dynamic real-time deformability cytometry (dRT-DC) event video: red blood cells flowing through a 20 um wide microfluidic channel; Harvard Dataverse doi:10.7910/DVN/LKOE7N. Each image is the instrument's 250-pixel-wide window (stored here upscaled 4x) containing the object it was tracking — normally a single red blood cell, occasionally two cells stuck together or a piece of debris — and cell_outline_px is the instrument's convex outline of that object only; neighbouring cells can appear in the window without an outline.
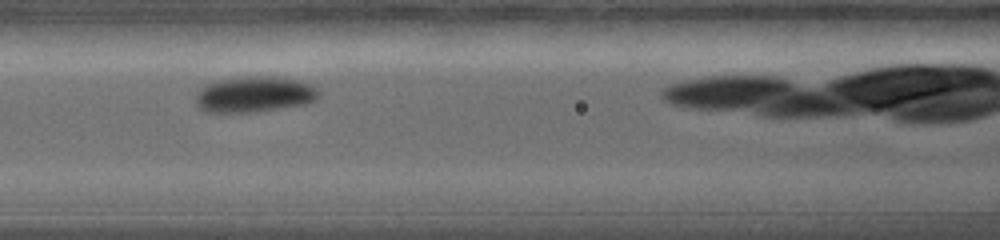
{"species": "common noctule bat (a hibernating species)", "species_latin": "Nyctalus noctula", "temperature_condition": "warm", "stored_images_in_passage": 9, "camera_frame_rate_fps": 5000, "um_per_image_px": 0.085, "animal": {"sex": "female", "body_mass_g": 19.0, "forearm_length_mm": 56.7}, "frame": {"image": 1, "passage_image": 4, "time_ms": 1.6, "image_size_px": [1000, 240], "cell_outline_px": [[320, 96], [316, 100], [308, 104], [256, 112], [204, 112], [196, 104], [196, 92], [200, 88], [216, 80], [248, 76], [252, 76], [300, 80], [312, 84], [320, 88]], "centroid_in_image_um": [21.66, 8.03], "position_along_channel_um": 144.9, "area_um2": 25.95}}
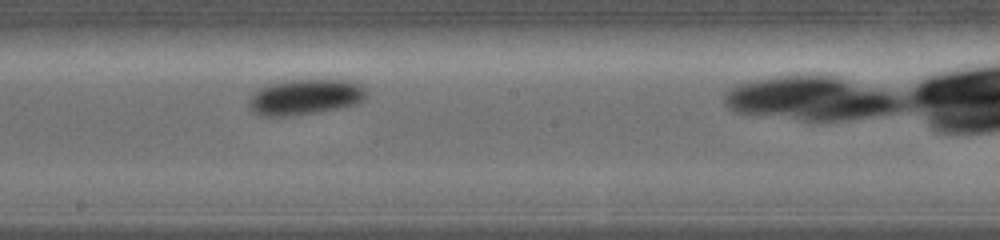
{"frame": {"image": 2, "passage_image": 6, "time_ms": 2.8, "image_size_px": [1000, 240], "cell_outline_px": [[368, 96], [364, 100], [356, 104], [344, 108], [320, 112], [288, 116], [260, 116], [252, 112], [248, 104], [248, 100], [252, 92], [260, 88], [272, 84], [292, 80], [344, 80], [360, 84], [364, 88]], "centroid_in_image_um": [25.94, 8.27], "position_along_channel_um": 222.3, "area_um2": 24.57}}